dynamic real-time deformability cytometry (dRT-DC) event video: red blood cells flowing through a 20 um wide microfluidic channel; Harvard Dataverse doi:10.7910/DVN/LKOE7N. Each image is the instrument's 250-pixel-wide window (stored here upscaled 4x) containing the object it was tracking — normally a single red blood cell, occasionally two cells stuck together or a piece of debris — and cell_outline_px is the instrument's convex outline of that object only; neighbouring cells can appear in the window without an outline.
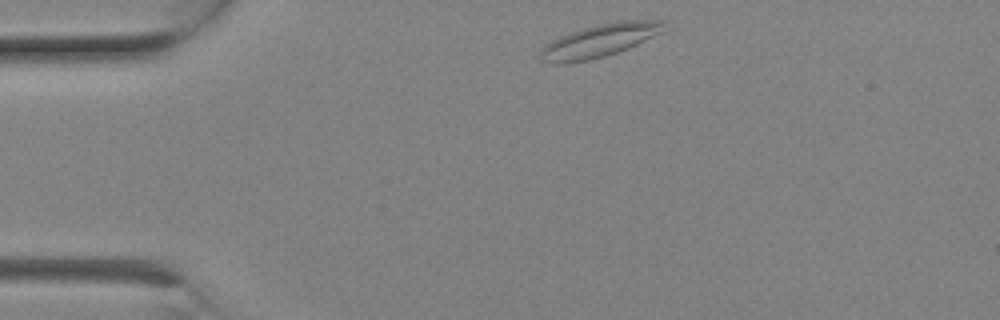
{"species": "Egyptian fruit bat (a non-hibernating species)", "species_latin": "Rousettus aegyptiacus", "temperature_condition": "room temperature", "stored_images_in_passage": 6, "camera_frame_rate_fps": 3000, "um_per_image_px": 0.085, "animal": {"sex": "female"}, "frame": {"image": 1, "passage_image": 1, "time_ms": 0.0, "image_size_px": [1000, 320], "cell_outline_px": [[664, 32], [628, 48], [604, 56], [588, 60], [564, 64], [552, 64], [540, 60], [540, 48], [544, 44], [560, 36], [596, 24], [616, 20], [664, 20]], "centroid_in_image_um": [50.94, 3.45], "position_along_channel_um": 34.1, "area_um2": 23.93}}
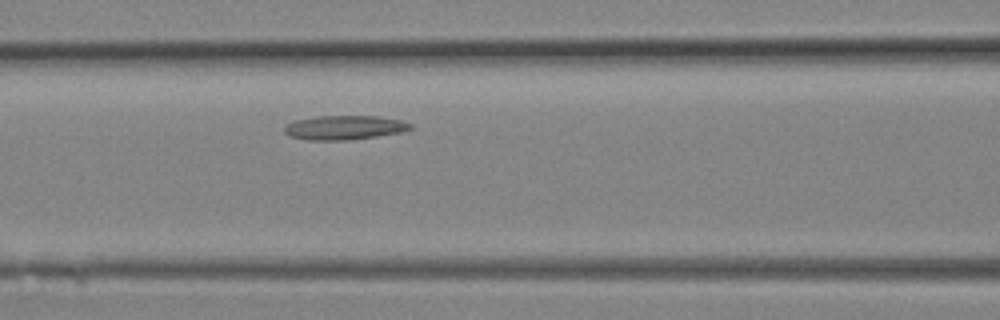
{"frame": {"image": 2, "passage_image": 6, "time_ms": 1.667, "image_size_px": [1000, 320], "cell_outline_px": [[412, 128], [400, 132], [376, 136], [348, 140], [308, 140], [288, 136], [284, 132], [284, 124], [296, 120], [316, 116], [380, 116], [400, 120], [412, 124]], "centroid_in_image_um": [29.22, 10.84], "position_along_channel_um": 137.4, "area_um2": 17.8}}